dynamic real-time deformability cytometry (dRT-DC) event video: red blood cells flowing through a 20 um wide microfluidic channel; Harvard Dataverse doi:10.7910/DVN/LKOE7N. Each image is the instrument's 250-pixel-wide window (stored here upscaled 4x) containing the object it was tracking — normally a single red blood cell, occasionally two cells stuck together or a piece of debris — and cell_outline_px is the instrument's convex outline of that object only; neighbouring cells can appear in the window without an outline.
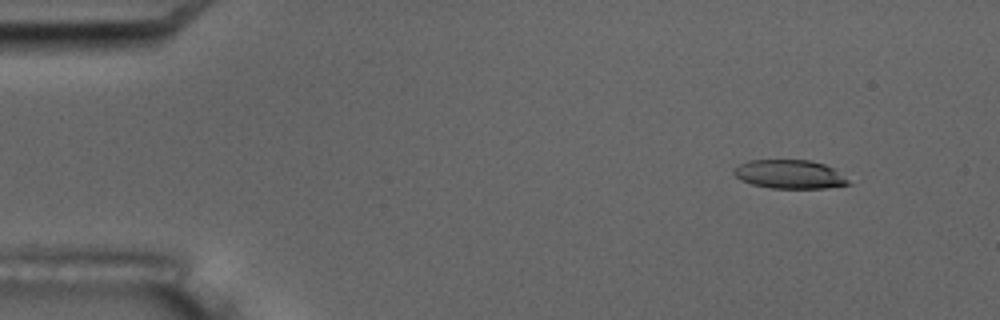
{"species": "common noctule bat (a hibernating species)", "species_latin": "Nyctalus noctula", "temperature_condition": "room temperature", "stored_images_in_passage": 5, "camera_frame_rate_fps": 3000, "um_per_image_px": 0.085, "animal": {"sex": "male", "body_mass_g": 17.5, "forearm_length_mm": 52.3}, "frame": {"image": 1, "passage_image": 2, "time_ms": 1.333, "image_size_px": [1000, 320], "cell_outline_px": [[852, 184], [824, 188], [772, 188], [752, 184], [740, 180], [732, 172], [740, 164], [748, 160], [808, 160], [824, 164], [832, 168], [848, 180]], "centroid_in_image_um": [67.09, 14.81], "position_along_channel_um": 17.9, "area_um2": 18.96}}
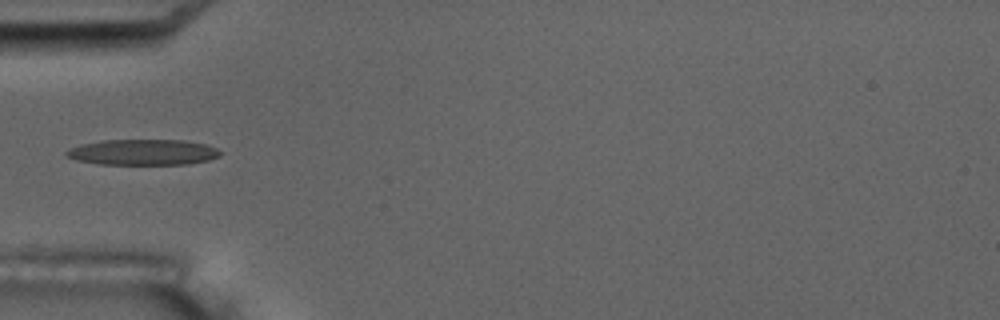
{"frame": {"image": 2, "passage_image": 5, "time_ms": 5.667, "image_size_px": [1000, 320], "cell_outline_px": [[220, 156], [208, 160], [188, 164], [100, 164], [76, 160], [64, 156], [64, 152], [68, 148], [80, 144], [100, 140], [184, 140], [208, 144], [216, 148], [220, 152]], "centroid_in_image_um": [12.11, 12.93], "position_along_channel_um": 72.9, "area_um2": 23.29}}